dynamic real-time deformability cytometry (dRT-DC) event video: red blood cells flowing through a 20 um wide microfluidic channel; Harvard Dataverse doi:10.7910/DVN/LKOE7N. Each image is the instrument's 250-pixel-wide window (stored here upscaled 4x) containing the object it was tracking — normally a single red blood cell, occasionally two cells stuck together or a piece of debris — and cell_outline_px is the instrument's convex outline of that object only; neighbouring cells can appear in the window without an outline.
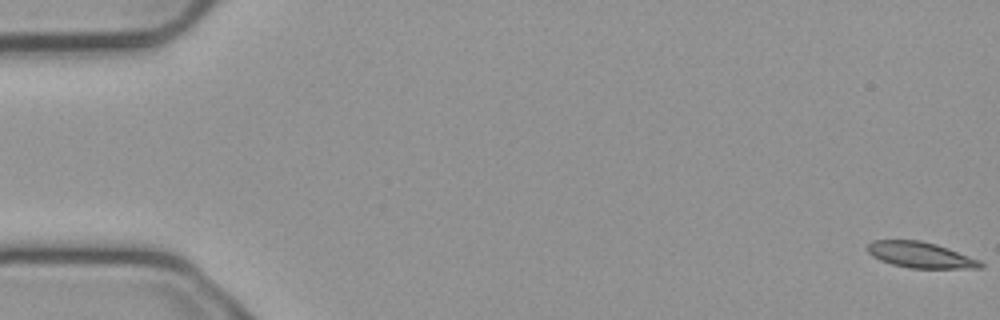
{"species": "common noctule bat (a hibernating species)", "species_latin": "Nyctalus noctula", "temperature_condition": "cold", "stored_images_in_passage": 7, "camera_frame_rate_fps": 3000, "um_per_image_px": 0.085, "animal": {"sex": "male", "body_mass_g": 23.1, "forearm_length_mm": 52.7}, "frame": {"image": 1, "passage_image": 1, "time_ms": 0.0, "image_size_px": [1000, 320], "cell_outline_px": [[984, 268], [908, 268], [892, 264], [880, 260], [872, 256], [868, 252], [868, 244], [872, 240], [920, 240], [936, 244], [948, 248], [980, 260], [984, 264]], "centroid_in_image_um": [78.25, 21.67], "position_along_channel_um": 6.8, "area_um2": 17.05}}
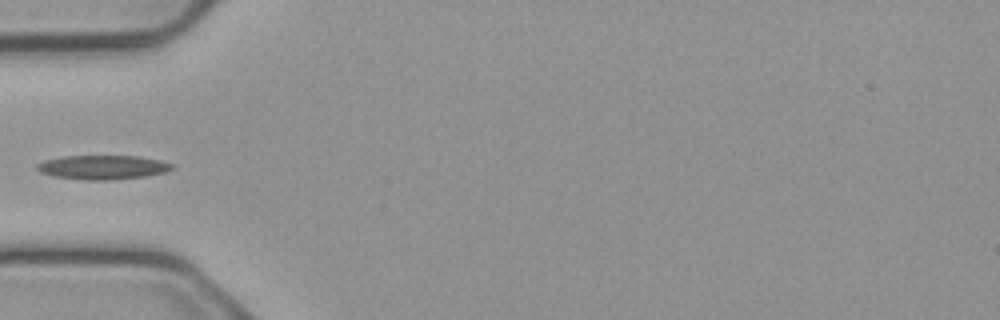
{"frame": {"image": 2, "passage_image": 6, "time_ms": 1.667, "image_size_px": [1000, 320], "cell_outline_px": [[176, 168], [164, 172], [144, 176], [112, 180], [84, 180], [52, 176], [40, 172], [36, 168], [36, 164], [44, 160], [64, 156], [136, 156], [160, 160], [172, 164]], "centroid_in_image_um": [8.71, 14.22], "position_along_channel_um": 76.3, "area_um2": 19.02}}
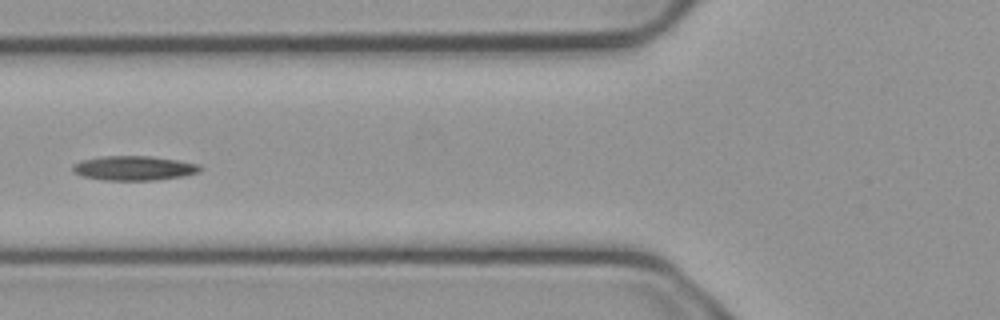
{"frame": {"image": 3, "passage_image": 7, "time_ms": 2.0, "image_size_px": [1000, 320], "cell_outline_px": [[204, 168], [200, 172], [184, 176], [156, 180], [104, 180], [84, 176], [72, 172], [72, 164], [80, 160], [100, 156], [148, 156], [176, 160], [200, 164]], "centroid_in_image_um": [11.39, 14.29], "position_along_channel_um": 114.4, "area_um2": 18.32}}